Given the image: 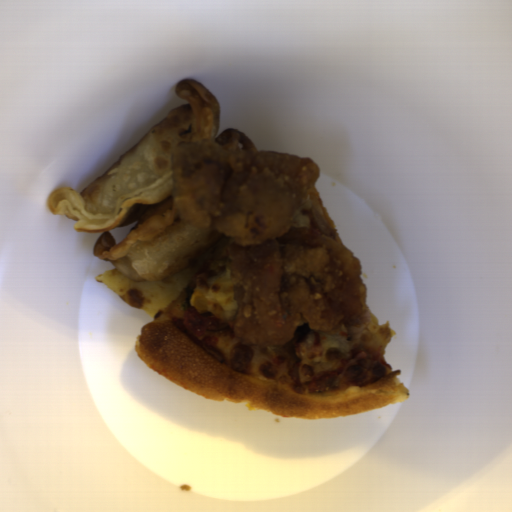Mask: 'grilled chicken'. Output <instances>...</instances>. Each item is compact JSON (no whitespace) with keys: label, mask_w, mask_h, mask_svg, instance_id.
<instances>
[{"label":"grilled chicken","mask_w":512,"mask_h":512,"mask_svg":"<svg viewBox=\"0 0 512 512\" xmlns=\"http://www.w3.org/2000/svg\"><path fill=\"white\" fill-rule=\"evenodd\" d=\"M384 374L385 368L372 349L359 346L335 370L308 383L307 389L316 394L347 387L360 388L380 380Z\"/></svg>","instance_id":"277b20a1"},{"label":"grilled chicken","mask_w":512,"mask_h":512,"mask_svg":"<svg viewBox=\"0 0 512 512\" xmlns=\"http://www.w3.org/2000/svg\"><path fill=\"white\" fill-rule=\"evenodd\" d=\"M175 327L185 336L196 341L199 347L215 361L224 358L217 347L219 338L231 331L227 322L216 319L214 314L201 315L197 308L186 309L181 319L175 321Z\"/></svg>","instance_id":"a9712176"}]
</instances>
